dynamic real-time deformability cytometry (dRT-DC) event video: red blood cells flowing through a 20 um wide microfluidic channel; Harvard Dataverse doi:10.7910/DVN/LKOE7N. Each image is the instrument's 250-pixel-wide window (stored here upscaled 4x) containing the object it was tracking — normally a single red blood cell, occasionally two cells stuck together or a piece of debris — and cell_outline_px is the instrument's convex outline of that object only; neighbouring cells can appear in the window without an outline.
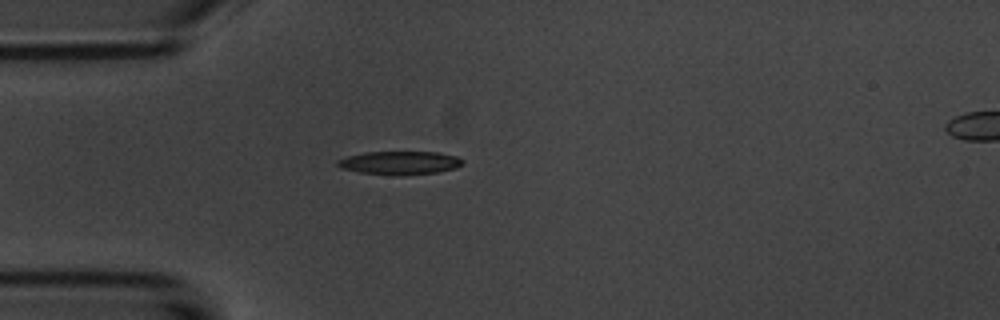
{"species": "common noctule bat (a hibernating species)", "species_latin": "Nyctalus noctula", "temperature_condition": "room temperature", "stored_images_in_passage": 2, "camera_frame_rate_fps": 3000, "um_per_image_px": 0.085, "animal": {"sex": "male", "body_mass_g": 20.1, "forearm_length_mm": 53.5}, "frame": {"image": 1, "passage_image": 1, "time_ms": 0.0, "image_size_px": [1000, 320], "cell_outline_px": [[464, 164], [456, 168], [436, 172], [404, 176], [396, 176], [360, 172], [340, 168], [336, 164], [336, 160], [348, 156], [364, 152], [436, 152], [456, 156], [464, 160]], "centroid_in_image_um": [33.98, 13.85], "position_along_channel_um": 51.0, "area_um2": 17.22}}